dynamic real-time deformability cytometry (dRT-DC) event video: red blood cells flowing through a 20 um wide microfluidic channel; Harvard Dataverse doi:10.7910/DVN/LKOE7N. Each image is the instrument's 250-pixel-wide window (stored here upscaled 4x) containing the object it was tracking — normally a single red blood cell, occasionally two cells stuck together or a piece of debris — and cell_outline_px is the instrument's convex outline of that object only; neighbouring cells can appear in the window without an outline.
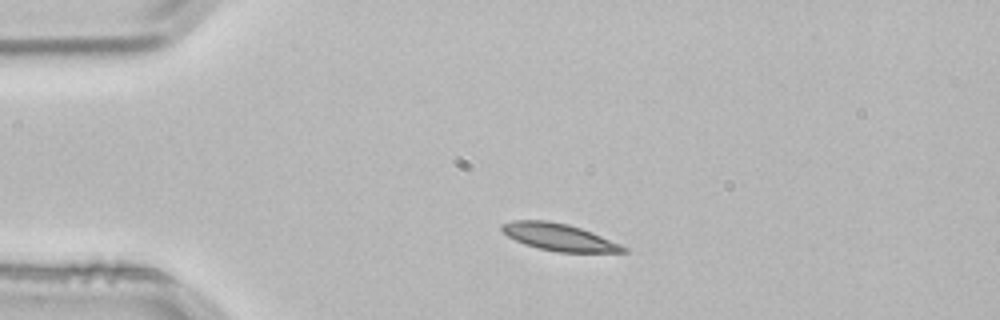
{"species": "common noctule bat (a hibernating species)", "species_latin": "Nyctalus noctula", "temperature_condition": "room temperature", "stored_images_in_passage": 2, "camera_frame_rate_fps": 3000, "um_per_image_px": 0.085, "animal": {"sex": "male", "body_mass_g": 21.5, "forearm_length_mm": 52.0}, "frame": {"image": 1, "passage_image": 1, "time_ms": 0.0, "image_size_px": [1000, 320], "cell_outline_px": [[628, 252], [556, 252], [536, 248], [524, 244], [508, 236], [500, 228], [500, 224], [516, 220], [548, 220], [568, 224], [592, 232], [620, 244], [628, 248]], "centroid_in_image_um": [47.51, 20.15], "position_along_channel_um": 37.5, "area_um2": 19.19}}